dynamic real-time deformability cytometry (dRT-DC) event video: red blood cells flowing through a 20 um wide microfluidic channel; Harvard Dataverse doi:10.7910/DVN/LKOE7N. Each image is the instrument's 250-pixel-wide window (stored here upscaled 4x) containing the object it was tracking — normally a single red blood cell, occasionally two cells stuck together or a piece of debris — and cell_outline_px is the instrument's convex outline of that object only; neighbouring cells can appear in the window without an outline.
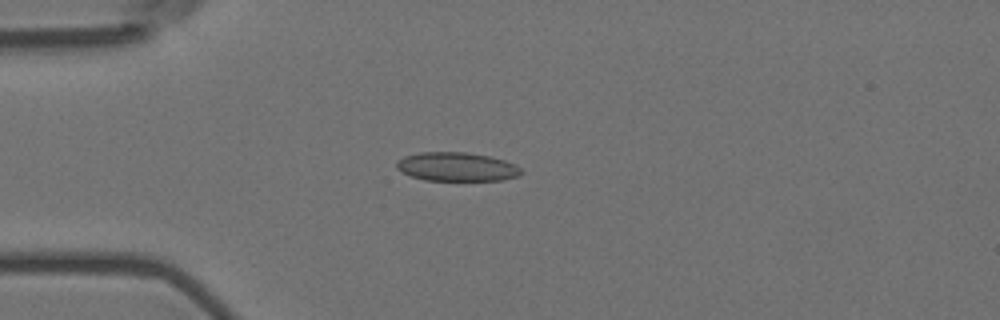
{"species": "Egyptian fruit bat (a non-hibernating species)", "species_latin": "Rousettus aegyptiacus", "temperature_condition": "room temperature", "stored_images_in_passage": 6, "camera_frame_rate_fps": 3000, "um_per_image_px": 0.085, "animal": {"sex": "female"}, "frame": {"image": 1, "passage_image": 4, "time_ms": 1.0, "image_size_px": [1000, 320], "cell_outline_px": [[524, 172], [520, 176], [500, 180], [424, 180], [412, 176], [396, 168], [396, 160], [404, 156], [420, 152], [464, 152], [488, 156], [504, 160], [516, 164]], "centroid_in_image_um": [38.84, 14.17], "position_along_channel_um": 46.2, "area_um2": 20.92}}
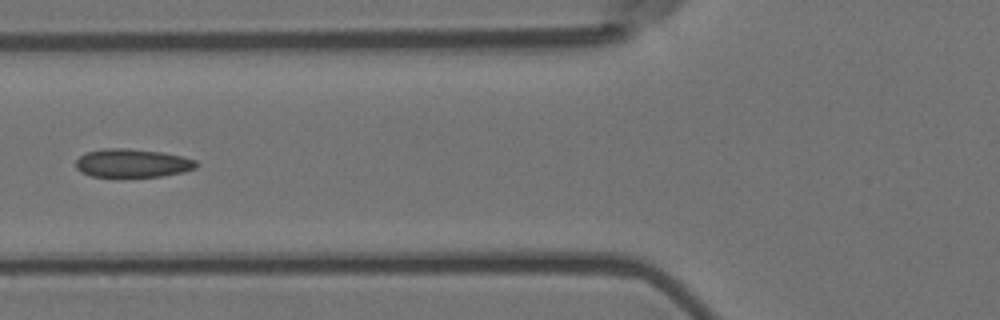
{"frame": {"image": 2, "passage_image": 6, "time_ms": 1.667, "image_size_px": [1000, 320], "cell_outline_px": [[200, 164], [196, 168], [184, 172], [160, 176], [120, 180], [92, 176], [80, 172], [76, 168], [76, 160], [80, 156], [88, 152], [104, 148], [128, 148], [164, 152], [196, 160]], "centroid_in_image_um": [11.24, 13.91], "position_along_channel_um": 114.6, "area_um2": 20.92}}